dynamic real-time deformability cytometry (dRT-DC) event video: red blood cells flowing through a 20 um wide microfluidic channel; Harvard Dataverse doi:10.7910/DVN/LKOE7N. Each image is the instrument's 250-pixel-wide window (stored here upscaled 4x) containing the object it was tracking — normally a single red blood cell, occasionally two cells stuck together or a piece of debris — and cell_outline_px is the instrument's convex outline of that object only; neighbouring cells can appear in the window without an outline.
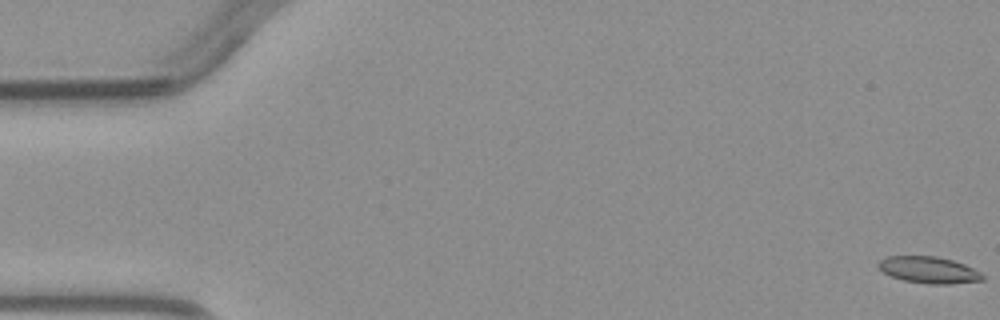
{"species": "common noctule bat (a hibernating species)", "species_latin": "Nyctalus noctula", "temperature_condition": "warm", "stored_images_in_passage": 4, "camera_frame_rate_fps": 3000, "um_per_image_px": 0.085, "animal": {"sex": "male", "body_mass_g": 23.1, "forearm_length_mm": 52.7}, "frame": {"image": 1, "passage_image": 1, "time_ms": 0.0, "image_size_px": [1000, 320], "cell_outline_px": [[984, 280], [948, 284], [928, 284], [904, 280], [892, 276], [884, 272], [876, 264], [880, 260], [888, 256], [936, 256], [952, 260], [964, 264], [980, 272], [984, 276]], "centroid_in_image_um": [78.95, 22.94], "position_along_channel_um": 6.0, "area_um2": 16.01}}
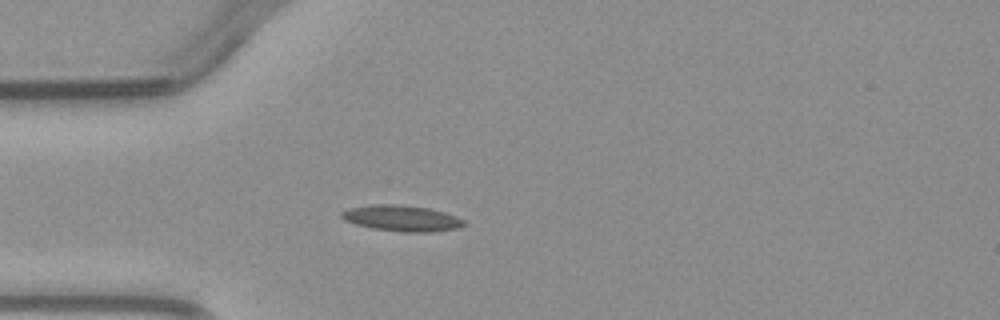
{"frame": {"image": 2, "passage_image": 4, "time_ms": 4.333, "image_size_px": [1000, 320], "cell_outline_px": [[468, 224], [456, 228], [432, 232], [404, 232], [372, 228], [356, 224], [344, 220], [340, 216], [340, 212], [348, 208], [372, 204], [396, 204], [432, 208], [456, 216], [464, 220]], "centroid_in_image_um": [34.15, 18.54], "position_along_channel_um": 50.9, "area_um2": 18.67}}